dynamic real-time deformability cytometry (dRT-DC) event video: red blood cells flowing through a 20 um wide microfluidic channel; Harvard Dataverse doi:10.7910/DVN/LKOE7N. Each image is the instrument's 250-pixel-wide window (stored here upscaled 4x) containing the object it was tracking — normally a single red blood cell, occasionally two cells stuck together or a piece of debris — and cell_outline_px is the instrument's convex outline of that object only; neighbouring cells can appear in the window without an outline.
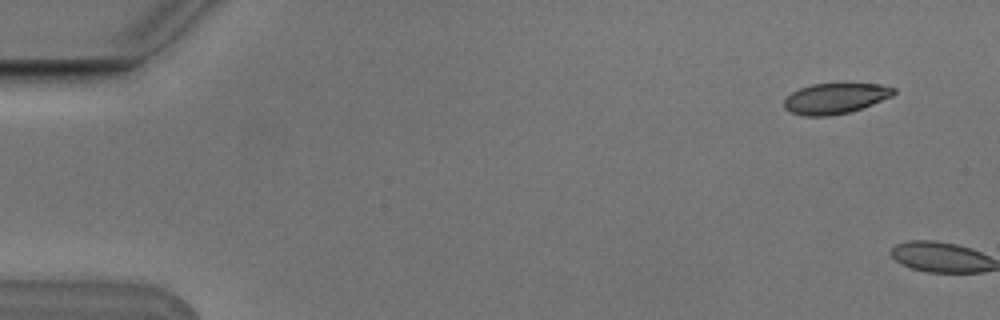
{"species": "Egyptian fruit bat (a non-hibernating species)", "species_latin": "Rousettus aegyptiacus", "temperature_condition": "cold", "stored_images_in_passage": 2, "camera_frame_rate_fps": 3000, "um_per_image_px": 0.085, "animal": {"sex": "male"}, "frame": {"image": 1, "passage_image": 1, "time_ms": 0.0, "image_size_px": [1000, 320], "cell_outline_px": [[896, 92], [892, 96], [872, 104], [848, 112], [828, 116], [804, 116], [792, 112], [784, 108], [784, 100], [792, 92], [800, 88], [812, 84], [840, 80], [844, 80], [880, 84], [896, 88]], "centroid_in_image_um": [71.03, 8.29], "position_along_channel_um": 14.0, "area_um2": 20.35}}